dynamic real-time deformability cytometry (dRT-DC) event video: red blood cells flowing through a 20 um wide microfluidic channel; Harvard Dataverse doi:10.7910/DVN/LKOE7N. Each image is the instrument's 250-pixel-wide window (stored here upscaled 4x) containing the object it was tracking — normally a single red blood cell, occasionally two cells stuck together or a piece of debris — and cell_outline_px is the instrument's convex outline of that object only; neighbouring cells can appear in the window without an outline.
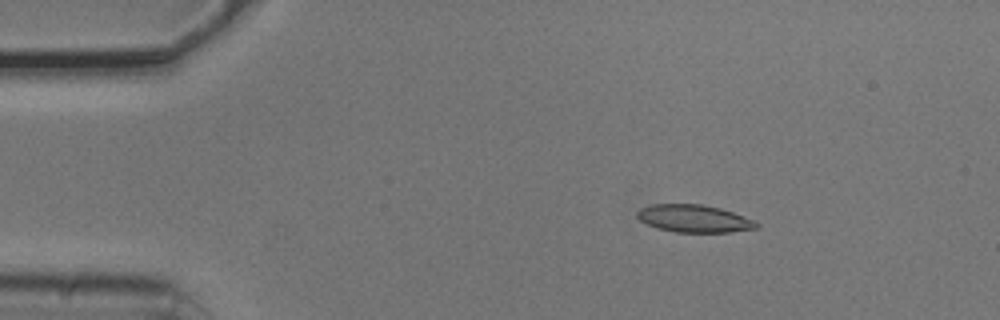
{"species": "common noctule bat (a hibernating species)", "species_latin": "Nyctalus noctula", "temperature_condition": "cold", "stored_images_in_passage": 3, "camera_frame_rate_fps": 3000, "um_per_image_px": 0.085, "animal": {"sex": "male", "body_mass_g": 20.5, "forearm_length_mm": 52.5}, "frame": {"image": 1, "passage_image": 1, "time_ms": 0.0, "image_size_px": [1000, 320], "cell_outline_px": [[760, 224], [756, 228], [732, 232], [676, 232], [656, 228], [640, 220], [636, 216], [636, 212], [640, 208], [652, 204], [700, 204], [720, 208], [756, 220]], "centroid_in_image_um": [59.0, 18.58], "position_along_channel_um": 26.0, "area_um2": 19.19}}